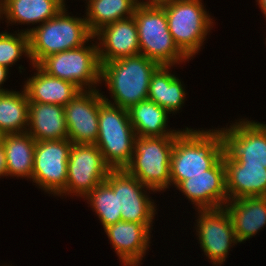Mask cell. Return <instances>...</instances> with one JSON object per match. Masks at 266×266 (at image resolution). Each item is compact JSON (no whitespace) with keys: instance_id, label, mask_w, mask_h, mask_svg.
Listing matches in <instances>:
<instances>
[{"instance_id":"cell-19","label":"cell","mask_w":266,"mask_h":266,"mask_svg":"<svg viewBox=\"0 0 266 266\" xmlns=\"http://www.w3.org/2000/svg\"><path fill=\"white\" fill-rule=\"evenodd\" d=\"M224 207L239 243L252 238L266 226V196L228 200Z\"/></svg>"},{"instance_id":"cell-23","label":"cell","mask_w":266,"mask_h":266,"mask_svg":"<svg viewBox=\"0 0 266 266\" xmlns=\"http://www.w3.org/2000/svg\"><path fill=\"white\" fill-rule=\"evenodd\" d=\"M7 176L32 180L36 140L28 133L3 134Z\"/></svg>"},{"instance_id":"cell-16","label":"cell","mask_w":266,"mask_h":266,"mask_svg":"<svg viewBox=\"0 0 266 266\" xmlns=\"http://www.w3.org/2000/svg\"><path fill=\"white\" fill-rule=\"evenodd\" d=\"M152 224L121 220L104 229L123 266H140L150 246Z\"/></svg>"},{"instance_id":"cell-4","label":"cell","mask_w":266,"mask_h":266,"mask_svg":"<svg viewBox=\"0 0 266 266\" xmlns=\"http://www.w3.org/2000/svg\"><path fill=\"white\" fill-rule=\"evenodd\" d=\"M98 137L95 145L112 170H121L129 164L137 137L130 122L128 110L104 101L99 91Z\"/></svg>"},{"instance_id":"cell-3","label":"cell","mask_w":266,"mask_h":266,"mask_svg":"<svg viewBox=\"0 0 266 266\" xmlns=\"http://www.w3.org/2000/svg\"><path fill=\"white\" fill-rule=\"evenodd\" d=\"M63 8L52 19L32 29H25L29 35V55L31 65H38L45 57L78 48L94 41L85 17L69 16Z\"/></svg>"},{"instance_id":"cell-24","label":"cell","mask_w":266,"mask_h":266,"mask_svg":"<svg viewBox=\"0 0 266 266\" xmlns=\"http://www.w3.org/2000/svg\"><path fill=\"white\" fill-rule=\"evenodd\" d=\"M128 114L138 137L176 136L181 131L168 130L167 122L170 113L149 99L132 105L128 109Z\"/></svg>"},{"instance_id":"cell-32","label":"cell","mask_w":266,"mask_h":266,"mask_svg":"<svg viewBox=\"0 0 266 266\" xmlns=\"http://www.w3.org/2000/svg\"><path fill=\"white\" fill-rule=\"evenodd\" d=\"M9 69L0 65V92H8L10 90L3 89L2 84L8 79Z\"/></svg>"},{"instance_id":"cell-17","label":"cell","mask_w":266,"mask_h":266,"mask_svg":"<svg viewBox=\"0 0 266 266\" xmlns=\"http://www.w3.org/2000/svg\"><path fill=\"white\" fill-rule=\"evenodd\" d=\"M100 63L140 54L139 37L134 17L121 19L102 27L94 34Z\"/></svg>"},{"instance_id":"cell-33","label":"cell","mask_w":266,"mask_h":266,"mask_svg":"<svg viewBox=\"0 0 266 266\" xmlns=\"http://www.w3.org/2000/svg\"><path fill=\"white\" fill-rule=\"evenodd\" d=\"M256 1L258 2L259 8H261V12H263L266 18V0H256Z\"/></svg>"},{"instance_id":"cell-15","label":"cell","mask_w":266,"mask_h":266,"mask_svg":"<svg viewBox=\"0 0 266 266\" xmlns=\"http://www.w3.org/2000/svg\"><path fill=\"white\" fill-rule=\"evenodd\" d=\"M196 210L217 209L228 201L226 192L225 164L221 157L205 174L190 176L177 187Z\"/></svg>"},{"instance_id":"cell-14","label":"cell","mask_w":266,"mask_h":266,"mask_svg":"<svg viewBox=\"0 0 266 266\" xmlns=\"http://www.w3.org/2000/svg\"><path fill=\"white\" fill-rule=\"evenodd\" d=\"M68 139L73 144H95L98 137L99 89L79 92L64 106Z\"/></svg>"},{"instance_id":"cell-7","label":"cell","mask_w":266,"mask_h":266,"mask_svg":"<svg viewBox=\"0 0 266 266\" xmlns=\"http://www.w3.org/2000/svg\"><path fill=\"white\" fill-rule=\"evenodd\" d=\"M161 7L166 12L175 45L191 60L213 28V18L204 9L202 0H173Z\"/></svg>"},{"instance_id":"cell-34","label":"cell","mask_w":266,"mask_h":266,"mask_svg":"<svg viewBox=\"0 0 266 266\" xmlns=\"http://www.w3.org/2000/svg\"><path fill=\"white\" fill-rule=\"evenodd\" d=\"M3 18L2 16V0H0V19Z\"/></svg>"},{"instance_id":"cell-28","label":"cell","mask_w":266,"mask_h":266,"mask_svg":"<svg viewBox=\"0 0 266 266\" xmlns=\"http://www.w3.org/2000/svg\"><path fill=\"white\" fill-rule=\"evenodd\" d=\"M85 200L92 206L104 229L121 221L118 190H113L105 181L98 184Z\"/></svg>"},{"instance_id":"cell-22","label":"cell","mask_w":266,"mask_h":266,"mask_svg":"<svg viewBox=\"0 0 266 266\" xmlns=\"http://www.w3.org/2000/svg\"><path fill=\"white\" fill-rule=\"evenodd\" d=\"M66 4L64 0H2V16L7 24H43L56 16Z\"/></svg>"},{"instance_id":"cell-25","label":"cell","mask_w":266,"mask_h":266,"mask_svg":"<svg viewBox=\"0 0 266 266\" xmlns=\"http://www.w3.org/2000/svg\"><path fill=\"white\" fill-rule=\"evenodd\" d=\"M169 69L171 66H159L152 74L147 99L174 114L182 108L187 93L181 80Z\"/></svg>"},{"instance_id":"cell-2","label":"cell","mask_w":266,"mask_h":266,"mask_svg":"<svg viewBox=\"0 0 266 266\" xmlns=\"http://www.w3.org/2000/svg\"><path fill=\"white\" fill-rule=\"evenodd\" d=\"M100 64V81H105L114 102L102 94L104 101L127 110L148 98L150 78L159 67L142 54Z\"/></svg>"},{"instance_id":"cell-8","label":"cell","mask_w":266,"mask_h":266,"mask_svg":"<svg viewBox=\"0 0 266 266\" xmlns=\"http://www.w3.org/2000/svg\"><path fill=\"white\" fill-rule=\"evenodd\" d=\"M45 57L37 66L46 74L75 84L81 91L96 90L101 64L95 43Z\"/></svg>"},{"instance_id":"cell-1","label":"cell","mask_w":266,"mask_h":266,"mask_svg":"<svg viewBox=\"0 0 266 266\" xmlns=\"http://www.w3.org/2000/svg\"><path fill=\"white\" fill-rule=\"evenodd\" d=\"M221 129L193 130L188 127L175 137L170 162L171 185L177 187L190 176L205 174L223 155Z\"/></svg>"},{"instance_id":"cell-31","label":"cell","mask_w":266,"mask_h":266,"mask_svg":"<svg viewBox=\"0 0 266 266\" xmlns=\"http://www.w3.org/2000/svg\"><path fill=\"white\" fill-rule=\"evenodd\" d=\"M173 0H147V1H144V0H140L138 1L139 5H142V6H163V5H166L170 2H172Z\"/></svg>"},{"instance_id":"cell-30","label":"cell","mask_w":266,"mask_h":266,"mask_svg":"<svg viewBox=\"0 0 266 266\" xmlns=\"http://www.w3.org/2000/svg\"><path fill=\"white\" fill-rule=\"evenodd\" d=\"M7 176L6 158L2 141L0 140V178Z\"/></svg>"},{"instance_id":"cell-26","label":"cell","mask_w":266,"mask_h":266,"mask_svg":"<svg viewBox=\"0 0 266 266\" xmlns=\"http://www.w3.org/2000/svg\"><path fill=\"white\" fill-rule=\"evenodd\" d=\"M139 0H88L85 20L94 35L102 27L134 15Z\"/></svg>"},{"instance_id":"cell-9","label":"cell","mask_w":266,"mask_h":266,"mask_svg":"<svg viewBox=\"0 0 266 266\" xmlns=\"http://www.w3.org/2000/svg\"><path fill=\"white\" fill-rule=\"evenodd\" d=\"M112 169L95 144H73L69 154L66 188L58 195L85 198L104 182Z\"/></svg>"},{"instance_id":"cell-12","label":"cell","mask_w":266,"mask_h":266,"mask_svg":"<svg viewBox=\"0 0 266 266\" xmlns=\"http://www.w3.org/2000/svg\"><path fill=\"white\" fill-rule=\"evenodd\" d=\"M197 238L200 248L215 266L225 262L232 244L239 243L225 207L197 210Z\"/></svg>"},{"instance_id":"cell-6","label":"cell","mask_w":266,"mask_h":266,"mask_svg":"<svg viewBox=\"0 0 266 266\" xmlns=\"http://www.w3.org/2000/svg\"><path fill=\"white\" fill-rule=\"evenodd\" d=\"M133 17L138 31L140 54L159 66L173 67L189 60L175 45L162 7L138 5Z\"/></svg>"},{"instance_id":"cell-20","label":"cell","mask_w":266,"mask_h":266,"mask_svg":"<svg viewBox=\"0 0 266 266\" xmlns=\"http://www.w3.org/2000/svg\"><path fill=\"white\" fill-rule=\"evenodd\" d=\"M36 141L68 138L64 107L57 104L29 102L28 131Z\"/></svg>"},{"instance_id":"cell-13","label":"cell","mask_w":266,"mask_h":266,"mask_svg":"<svg viewBox=\"0 0 266 266\" xmlns=\"http://www.w3.org/2000/svg\"><path fill=\"white\" fill-rule=\"evenodd\" d=\"M105 182L113 190H118L122 221L153 222L157 210L156 203L146 192H155L154 190L143 185L124 169L111 170Z\"/></svg>"},{"instance_id":"cell-21","label":"cell","mask_w":266,"mask_h":266,"mask_svg":"<svg viewBox=\"0 0 266 266\" xmlns=\"http://www.w3.org/2000/svg\"><path fill=\"white\" fill-rule=\"evenodd\" d=\"M36 73L27 78L24 89L29 102L67 105L81 90L73 83L52 77L33 65Z\"/></svg>"},{"instance_id":"cell-11","label":"cell","mask_w":266,"mask_h":266,"mask_svg":"<svg viewBox=\"0 0 266 266\" xmlns=\"http://www.w3.org/2000/svg\"><path fill=\"white\" fill-rule=\"evenodd\" d=\"M223 133L224 151L239 165L266 168V124L239 119Z\"/></svg>"},{"instance_id":"cell-10","label":"cell","mask_w":266,"mask_h":266,"mask_svg":"<svg viewBox=\"0 0 266 266\" xmlns=\"http://www.w3.org/2000/svg\"><path fill=\"white\" fill-rule=\"evenodd\" d=\"M72 145L68 138L36 141L32 181L41 190L58 196L66 188Z\"/></svg>"},{"instance_id":"cell-29","label":"cell","mask_w":266,"mask_h":266,"mask_svg":"<svg viewBox=\"0 0 266 266\" xmlns=\"http://www.w3.org/2000/svg\"><path fill=\"white\" fill-rule=\"evenodd\" d=\"M23 54L30 60L29 35L24 30H18L15 34L7 31L0 33V65L9 69Z\"/></svg>"},{"instance_id":"cell-5","label":"cell","mask_w":266,"mask_h":266,"mask_svg":"<svg viewBox=\"0 0 266 266\" xmlns=\"http://www.w3.org/2000/svg\"><path fill=\"white\" fill-rule=\"evenodd\" d=\"M176 136L136 137L125 171L155 192L171 186L170 162Z\"/></svg>"},{"instance_id":"cell-18","label":"cell","mask_w":266,"mask_h":266,"mask_svg":"<svg viewBox=\"0 0 266 266\" xmlns=\"http://www.w3.org/2000/svg\"><path fill=\"white\" fill-rule=\"evenodd\" d=\"M226 192L228 200L243 197L266 196V168L255 165H239L225 151Z\"/></svg>"},{"instance_id":"cell-27","label":"cell","mask_w":266,"mask_h":266,"mask_svg":"<svg viewBox=\"0 0 266 266\" xmlns=\"http://www.w3.org/2000/svg\"><path fill=\"white\" fill-rule=\"evenodd\" d=\"M29 99L23 87L21 92H0V133L13 134L28 131Z\"/></svg>"}]
</instances>
